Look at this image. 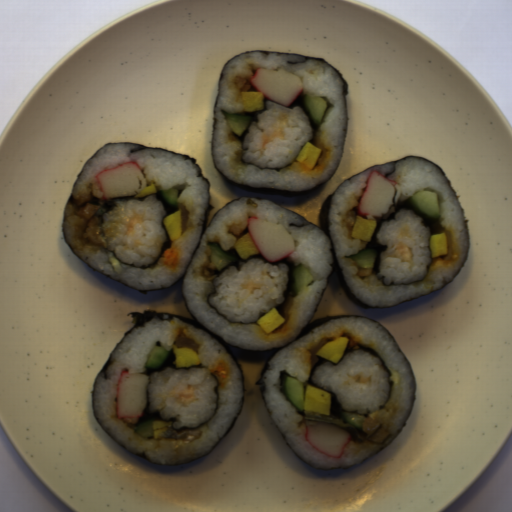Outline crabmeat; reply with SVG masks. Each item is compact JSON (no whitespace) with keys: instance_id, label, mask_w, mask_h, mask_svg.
I'll return each instance as SVG.
<instances>
[{"instance_id":"obj_1","label":"crabmeat","mask_w":512,"mask_h":512,"mask_svg":"<svg viewBox=\"0 0 512 512\" xmlns=\"http://www.w3.org/2000/svg\"><path fill=\"white\" fill-rule=\"evenodd\" d=\"M247 230L258 252L270 263L279 262L296 250L297 243L283 224L255 214L248 218Z\"/></svg>"},{"instance_id":"obj_2","label":"crabmeat","mask_w":512,"mask_h":512,"mask_svg":"<svg viewBox=\"0 0 512 512\" xmlns=\"http://www.w3.org/2000/svg\"><path fill=\"white\" fill-rule=\"evenodd\" d=\"M249 84L266 99L286 107H290L304 89L300 76L281 65L257 67Z\"/></svg>"},{"instance_id":"obj_3","label":"crabmeat","mask_w":512,"mask_h":512,"mask_svg":"<svg viewBox=\"0 0 512 512\" xmlns=\"http://www.w3.org/2000/svg\"><path fill=\"white\" fill-rule=\"evenodd\" d=\"M148 375L123 369L116 384L115 419L137 424L147 405Z\"/></svg>"},{"instance_id":"obj_4","label":"crabmeat","mask_w":512,"mask_h":512,"mask_svg":"<svg viewBox=\"0 0 512 512\" xmlns=\"http://www.w3.org/2000/svg\"><path fill=\"white\" fill-rule=\"evenodd\" d=\"M94 177L103 200L135 196L136 193L148 187L146 176L134 160L98 171Z\"/></svg>"},{"instance_id":"obj_5","label":"crabmeat","mask_w":512,"mask_h":512,"mask_svg":"<svg viewBox=\"0 0 512 512\" xmlns=\"http://www.w3.org/2000/svg\"><path fill=\"white\" fill-rule=\"evenodd\" d=\"M399 182L387 177L378 170H371L366 178L363 192L356 206V213L361 216L381 217L394 204L396 185Z\"/></svg>"},{"instance_id":"obj_6","label":"crabmeat","mask_w":512,"mask_h":512,"mask_svg":"<svg viewBox=\"0 0 512 512\" xmlns=\"http://www.w3.org/2000/svg\"><path fill=\"white\" fill-rule=\"evenodd\" d=\"M350 432L334 423L315 421L305 427L307 444L319 454L329 458L343 459Z\"/></svg>"}]
</instances>
